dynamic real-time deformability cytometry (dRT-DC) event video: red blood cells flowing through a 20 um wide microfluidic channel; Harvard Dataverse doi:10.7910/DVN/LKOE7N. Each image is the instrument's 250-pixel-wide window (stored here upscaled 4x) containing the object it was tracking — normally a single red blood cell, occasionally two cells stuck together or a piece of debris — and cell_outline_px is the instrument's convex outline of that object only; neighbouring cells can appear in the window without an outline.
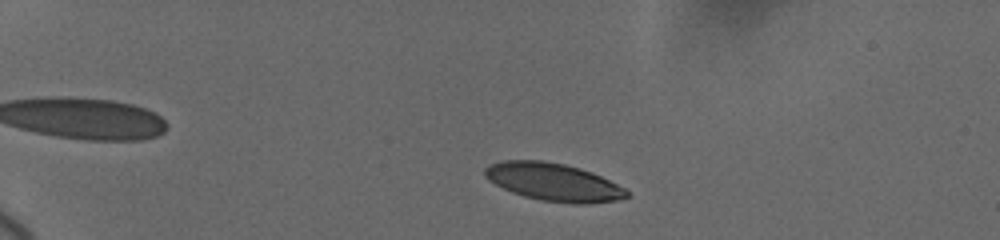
{"species": "human", "species_latin": "Homo sapiens", "temperature_condition": "cold", "stored_images_in_passage": 19, "camera_frame_rate_fps": 3000, "um_per_image_px": 0.085, "donor": {"sex": "female"}, "frame": {"image": 1, "passage_image": 4, "time_ms": 1.0, "image_size_px": [1000, 240], "cell_outline_px": [[628, 196], [616, 200], [584, 204], [572, 204], [540, 200], [524, 196], [512, 192], [488, 180], [484, 176], [484, 168], [488, 164], [500, 160], [544, 160], [564, 164], [580, 168], [592, 172], [624, 188], [628, 192]], "centroid_in_image_um": [46.99, 15.46], "position_along_channel_um": 38.0, "area_um2": 31.21}}
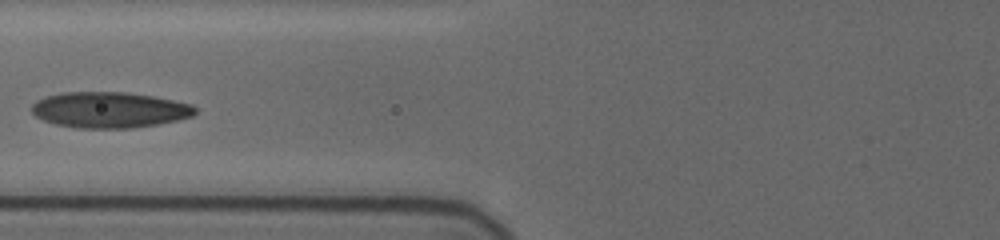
{"frame": {"image": 2, "passage_image": 15, "time_ms": 5.333, "image_size_px": [1000, 240], "cell_outline_px": [[196, 112], [192, 116], [176, 120], [156, 124], [132, 128], [76, 128], [56, 124], [44, 120], [36, 116], [32, 112], [32, 104], [36, 100], [44, 96], [64, 92], [128, 92], [152, 96], [192, 104], [196, 108]], "centroid_in_image_um": [9.28, 9.33], "position_along_channel_um": 116.5, "area_um2": 34.1}}
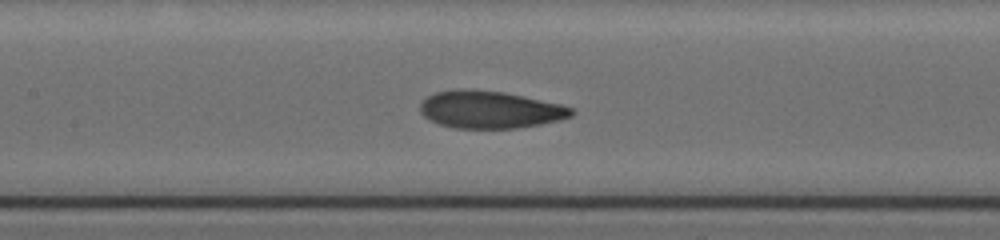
{"frame": {"image": 3, "passage_image": 19, "time_ms": 6.667, "image_size_px": [1000, 240], "cell_outline_px": [[576, 112], [572, 116], [560, 120], [540, 124], [516, 128], [456, 128], [440, 124], [428, 120], [420, 112], [420, 104], [428, 96], [436, 92], [452, 88], [472, 88], [504, 92], [524, 96], [560, 104], [572, 108]], "centroid_in_image_um": [41.63, 9.3], "position_along_channel_um": 165.8, "area_um2": 33.23}}